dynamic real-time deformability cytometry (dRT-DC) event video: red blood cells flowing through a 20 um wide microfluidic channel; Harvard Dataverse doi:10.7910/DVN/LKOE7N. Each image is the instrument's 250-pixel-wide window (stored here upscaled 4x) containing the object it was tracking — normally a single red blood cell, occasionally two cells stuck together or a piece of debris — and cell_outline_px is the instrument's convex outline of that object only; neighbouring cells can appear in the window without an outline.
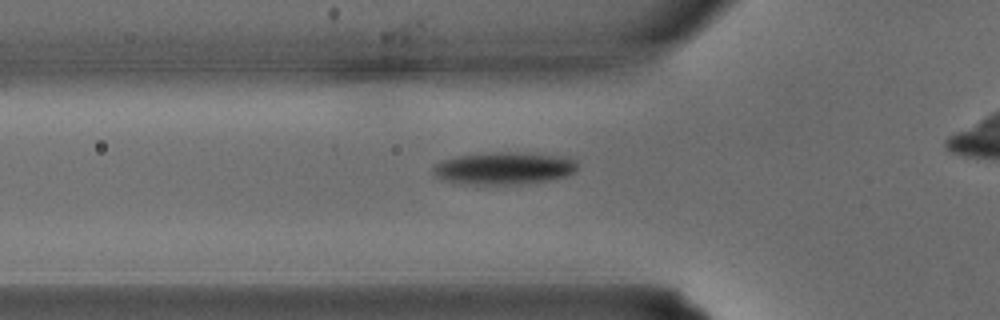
{"species": "common noctule bat (a hibernating species)", "species_latin": "Nyctalus noctula", "temperature_condition": "warm", "stored_images_in_passage": 21, "camera_frame_rate_fps": 3000, "um_per_image_px": 0.085, "animal": {"sex": "male", "body_mass_g": 15.6}, "frame": {"image": 1, "passage_image": 4, "time_ms": 1.0, "image_size_px": [1000, 320], "cell_outline_px": [[576, 168], [572, 172], [564, 176], [548, 180], [520, 184], [460, 184], [444, 180], [436, 176], [432, 172], [432, 168], [436, 164], [444, 160], [460, 156], [492, 152], [512, 152], [568, 156], [576, 160]], "centroid_in_image_um": [42.83, 14.3], "position_along_channel_um": 83.0, "area_um2": 27.05}}
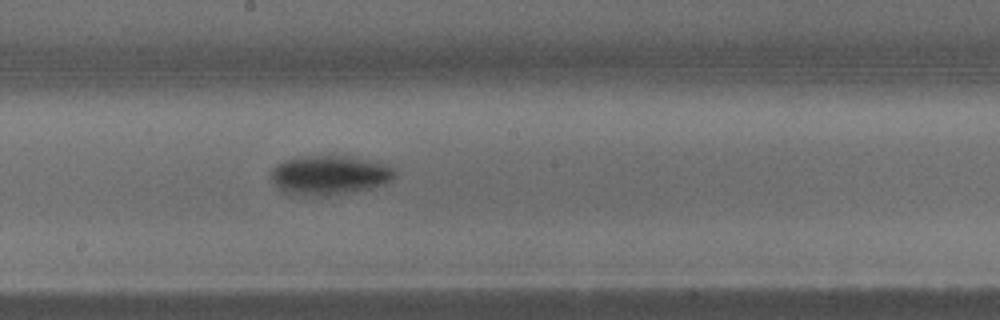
{"frame": {"image": 2, "passage_image": 11, "time_ms": 3.333, "image_size_px": [1000, 320], "cell_outline_px": [[396, 176], [392, 180], [384, 184], [372, 188], [352, 192], [328, 196], [292, 196], [284, 192], [272, 180], [272, 168], [276, 164], [284, 160], [304, 156], [344, 156], [396, 168]], "centroid_in_image_um": [27.97, 14.92], "position_along_channel_um": 220.2, "area_um2": 28.26}}
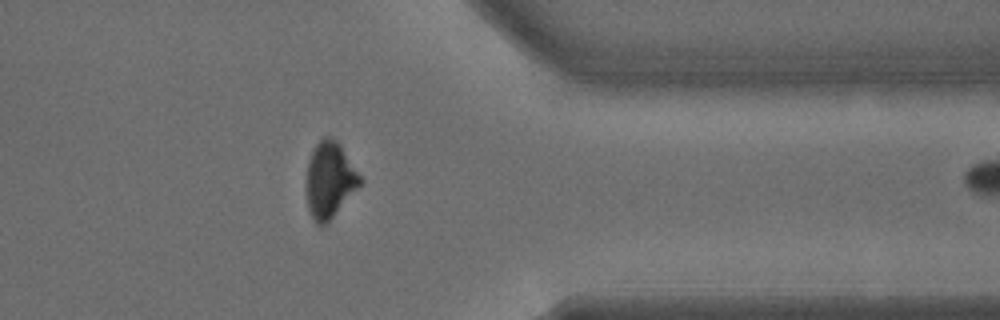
{"frame": {"image": 3, "passage_image": 20, "time_ms": 6.333, "image_size_px": [1000, 320], "cell_outline_px": [[364, 180], [332, 216], [320, 228], [316, 224], [308, 208], [308, 160], [316, 144], [324, 136], [328, 136], [336, 140], [340, 144]], "centroid_in_image_um": [28.04, 15.26], "position_along_channel_um": 383.4, "area_um2": 23.06}}